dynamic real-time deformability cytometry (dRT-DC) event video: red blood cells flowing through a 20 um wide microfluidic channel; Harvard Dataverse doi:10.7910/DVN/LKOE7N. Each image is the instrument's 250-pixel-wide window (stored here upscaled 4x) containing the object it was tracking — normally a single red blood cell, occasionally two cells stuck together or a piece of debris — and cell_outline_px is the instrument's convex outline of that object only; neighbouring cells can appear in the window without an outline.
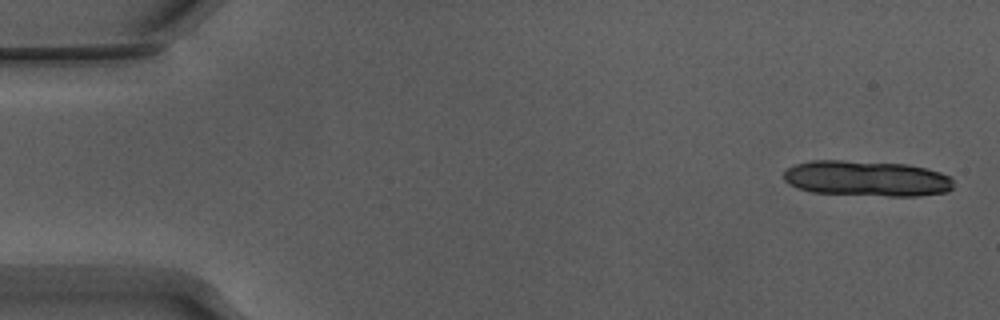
{"species": "Egyptian fruit bat (a non-hibernating species)", "species_latin": "Rousettus aegyptiacus", "temperature_condition": "warm", "stored_images_in_passage": 13, "camera_frame_rate_fps": 3000, "um_per_image_px": 0.085, "animal": {"sex": "male"}, "frame": {"image": 1, "passage_image": 1, "time_ms": 0.0, "image_size_px": [1000, 320], "cell_outline_px": [[952, 188], [948, 192], [920, 196], [888, 196], [812, 192], [796, 188], [788, 184], [784, 180], [784, 172], [788, 168], [796, 164], [812, 160], [844, 160], [908, 164], [940, 172], [948, 176], [952, 180]], "centroid_in_image_um": [73.66, 15.17], "position_along_channel_um": 11.3, "area_um2": 35.37}}